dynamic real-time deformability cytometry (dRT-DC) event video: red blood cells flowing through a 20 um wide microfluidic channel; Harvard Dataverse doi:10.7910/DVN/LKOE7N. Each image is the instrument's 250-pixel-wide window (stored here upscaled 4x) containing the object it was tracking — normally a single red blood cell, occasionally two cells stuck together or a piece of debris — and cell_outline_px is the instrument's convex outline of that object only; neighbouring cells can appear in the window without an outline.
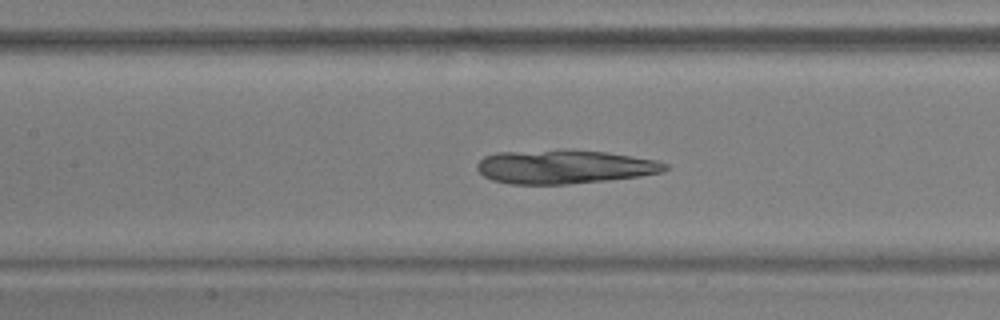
{"species": "common noctule bat (a hibernating species)", "species_latin": "Nyctalus noctula", "temperature_condition": "warm", "stored_images_in_passage": 49, "camera_frame_rate_fps": 3000, "um_per_image_px": 0.085, "animal": {"sex": "male", "body_mass_g": 17.9, "forearm_length_mm": 54.2}, "frame": {"image": 1, "passage_image": 25, "time_ms": 8.0, "image_size_px": [1000, 320], "cell_outline_px": [[668, 168], [660, 172], [640, 176], [608, 180], [568, 184], [508, 184], [492, 180], [484, 176], [476, 168], [476, 164], [484, 156], [496, 152], [608, 152], [656, 160], [668, 164]], "centroid_in_image_um": [47.96, 14.21], "position_along_channel_um": 159.4, "area_um2": 36.01}}
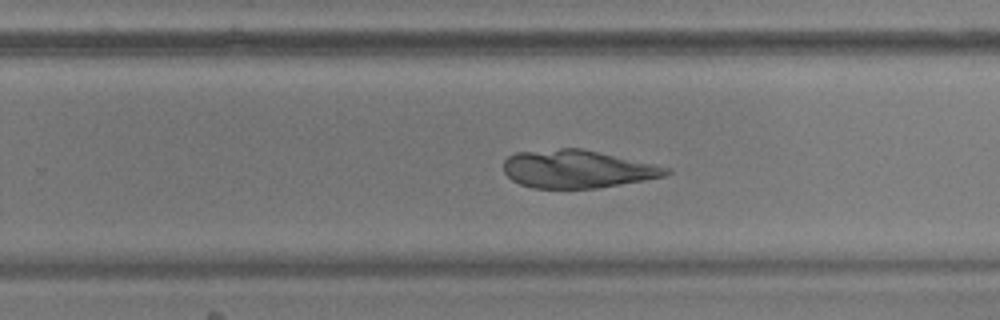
{"frame": {"image": 2, "passage_image": 35, "time_ms": 11.333, "image_size_px": [1000, 320], "cell_outline_px": [[672, 172], [664, 176], [644, 180], [596, 188], [532, 188], [520, 184], [512, 180], [504, 172], [504, 160], [508, 156], [516, 152], [560, 148], [580, 148], [672, 168]], "centroid_in_image_um": [49.05, 14.37], "position_along_channel_um": 280.8, "area_um2": 35.78}}